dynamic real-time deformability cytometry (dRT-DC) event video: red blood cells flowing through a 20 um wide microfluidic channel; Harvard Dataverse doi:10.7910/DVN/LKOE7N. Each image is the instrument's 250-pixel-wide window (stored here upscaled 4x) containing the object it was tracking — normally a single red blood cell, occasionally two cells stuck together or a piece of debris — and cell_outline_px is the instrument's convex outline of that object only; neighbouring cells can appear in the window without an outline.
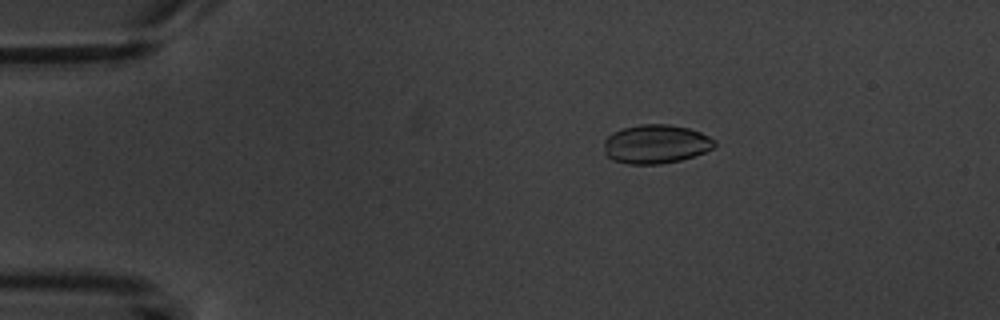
{"species": "common noctule bat (a hibernating species)", "species_latin": "Nyctalus noctula", "temperature_condition": "warm", "stored_images_in_passage": 5, "camera_frame_rate_fps": 3000, "um_per_image_px": 0.085, "animal": {"sex": "male", "body_mass_g": 20.1, "forearm_length_mm": 53.5}, "frame": {"image": 1, "passage_image": 3, "time_ms": 3.0, "image_size_px": [1000, 320], "cell_outline_px": [[716, 144], [712, 148], [704, 152], [680, 160], [660, 164], [628, 164], [612, 160], [604, 152], [604, 140], [612, 132], [624, 128], [640, 124], [668, 124], [688, 128], [700, 132], [716, 140]], "centroid_in_image_um": [55.73, 12.24], "position_along_channel_um": 29.3, "area_um2": 25.03}}
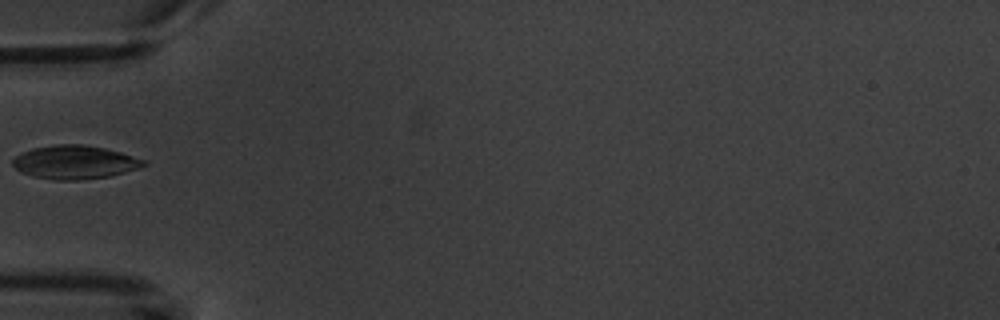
{"frame": {"image": 2, "passage_image": 5, "time_ms": 6.0, "image_size_px": [1000, 320], "cell_outline_px": [[148, 164], [140, 168], [108, 176], [80, 180], [56, 180], [32, 176], [20, 172], [12, 164], [12, 160], [16, 156], [32, 148], [56, 144], [80, 144], [104, 148], [120, 152], [148, 160]], "centroid_in_image_um": [6.37, 13.79], "position_along_channel_um": 78.6, "area_um2": 25.61}}